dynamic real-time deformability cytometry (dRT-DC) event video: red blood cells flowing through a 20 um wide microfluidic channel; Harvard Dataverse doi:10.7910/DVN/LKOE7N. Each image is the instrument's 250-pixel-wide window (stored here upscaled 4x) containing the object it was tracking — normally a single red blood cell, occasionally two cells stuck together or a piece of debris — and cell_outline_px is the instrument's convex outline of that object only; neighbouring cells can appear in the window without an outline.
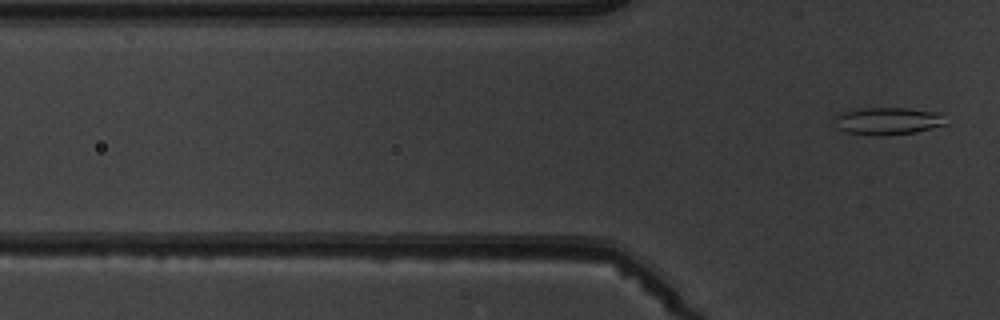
{"species": "common noctule bat (a hibernating species)", "species_latin": "Nyctalus noctula", "temperature_condition": "warm", "stored_images_in_passage": 5, "segment_of_instrument_passage": [2, 2], "camera_frame_rate_fps": 3000, "um_per_image_px": 0.085, "animal": {"sex": "male", "body_mass_g": 19.5, "forearm_length_mm": 54.6}, "frame": {"image": 1, "passage_image": 5, "time_ms": 4.667, "image_size_px": [1000, 320], "cell_outline_px": [[948, 124], [916, 132], [880, 136], [844, 132], [836, 128], [832, 120], [832, 116], [840, 112], [864, 108], [908, 108], [944, 112]], "centroid_in_image_um": [75.47, 10.28], "position_along_channel_um": 50.3, "area_um2": 18.38}}